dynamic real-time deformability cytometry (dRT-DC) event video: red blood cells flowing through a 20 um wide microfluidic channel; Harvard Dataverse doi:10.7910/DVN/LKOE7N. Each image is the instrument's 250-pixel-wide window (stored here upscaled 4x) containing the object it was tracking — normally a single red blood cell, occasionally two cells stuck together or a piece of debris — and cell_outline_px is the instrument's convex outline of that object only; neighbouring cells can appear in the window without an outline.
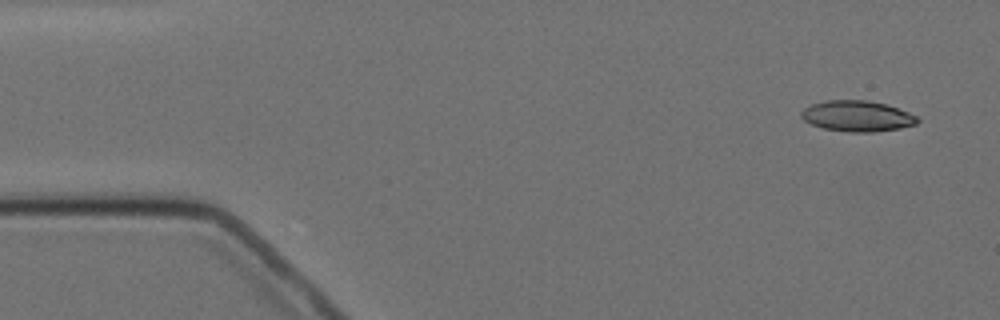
{"species": "Egyptian fruit bat (a non-hibernating species)", "species_latin": "Rousettus aegyptiacus", "temperature_condition": "cold", "stored_images_in_passage": 5, "camera_frame_rate_fps": 3000, "um_per_image_px": 0.085, "animal": {"sex": "female"}, "frame": {"image": 1, "passage_image": 1, "time_ms": 0.0, "image_size_px": [1000, 320], "cell_outline_px": [[920, 120], [916, 124], [900, 128], [876, 132], [848, 132], [824, 128], [812, 124], [804, 120], [800, 116], [800, 112], [804, 108], [812, 104], [824, 100], [868, 100], [884, 104], [908, 112], [916, 116]], "centroid_in_image_um": [72.84, 9.87], "position_along_channel_um": 12.2, "area_um2": 20.81}}
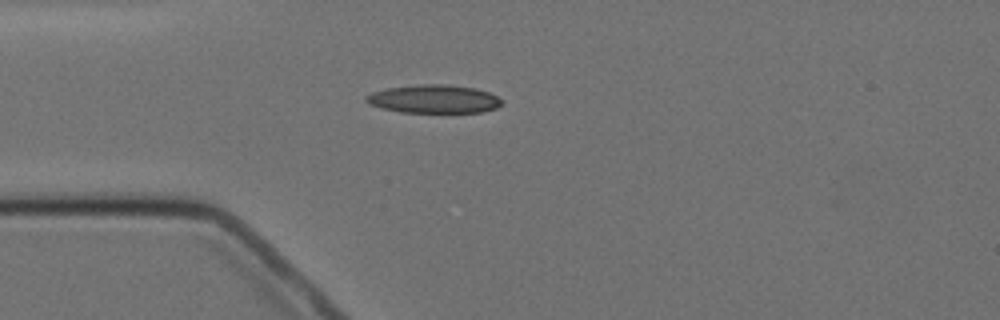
{"frame": {"image": 2, "passage_image": 4, "time_ms": 3.667, "image_size_px": [1000, 320], "cell_outline_px": [[504, 100], [496, 108], [480, 112], [400, 112], [380, 108], [368, 104], [364, 100], [364, 96], [372, 92], [388, 88], [420, 84], [448, 84], [476, 88], [488, 92]], "centroid_in_image_um": [36.84, 8.41], "position_along_channel_um": 48.2, "area_um2": 22.48}}